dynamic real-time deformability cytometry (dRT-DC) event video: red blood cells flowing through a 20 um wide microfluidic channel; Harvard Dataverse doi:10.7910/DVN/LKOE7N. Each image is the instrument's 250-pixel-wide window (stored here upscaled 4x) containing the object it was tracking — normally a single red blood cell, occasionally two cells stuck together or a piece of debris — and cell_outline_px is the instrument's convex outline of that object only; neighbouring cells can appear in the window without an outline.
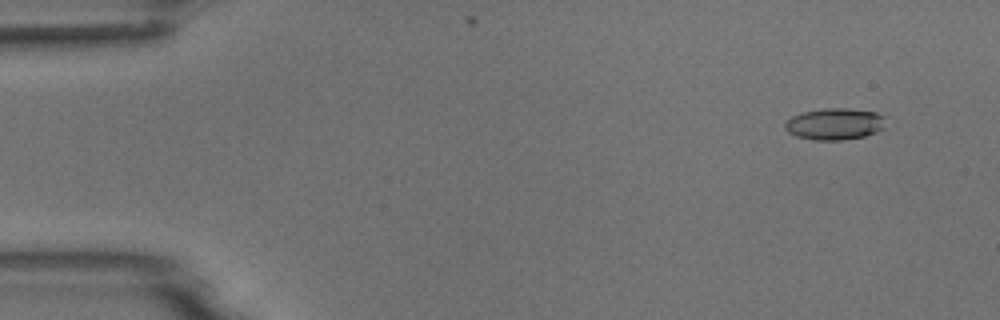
{"species": "common noctule bat (a hibernating species)", "species_latin": "Nyctalus noctula", "temperature_condition": "room temperature", "stored_images_in_passage": 4, "camera_frame_rate_fps": 3000, "um_per_image_px": 0.085, "animal": {"sex": "male", "body_mass_g": 18.8}, "frame": {"image": 1, "passage_image": 1, "time_ms": 0.0, "image_size_px": [1000, 320], "cell_outline_px": [[884, 128], [876, 132], [864, 136], [840, 140], [816, 140], [796, 136], [788, 132], [784, 128], [784, 124], [792, 116], [804, 112], [828, 108], [848, 108], [876, 112], [884, 116]], "centroid_in_image_um": [70.95, 10.54], "position_along_channel_um": 14.0, "area_um2": 18.44}}
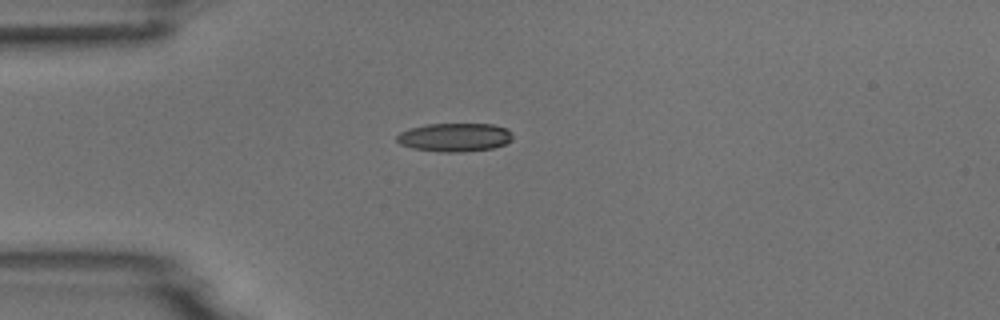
{"frame": {"image": 2, "passage_image": 4, "time_ms": 3.333, "image_size_px": [1000, 320], "cell_outline_px": [[512, 140], [504, 144], [492, 148], [464, 152], [440, 152], [412, 148], [400, 144], [396, 140], [396, 136], [400, 132], [408, 128], [428, 124], [492, 124], [508, 128], [512, 132]], "centroid_in_image_um": [38.65, 11.67], "position_along_channel_um": 46.4, "area_um2": 19.42}}